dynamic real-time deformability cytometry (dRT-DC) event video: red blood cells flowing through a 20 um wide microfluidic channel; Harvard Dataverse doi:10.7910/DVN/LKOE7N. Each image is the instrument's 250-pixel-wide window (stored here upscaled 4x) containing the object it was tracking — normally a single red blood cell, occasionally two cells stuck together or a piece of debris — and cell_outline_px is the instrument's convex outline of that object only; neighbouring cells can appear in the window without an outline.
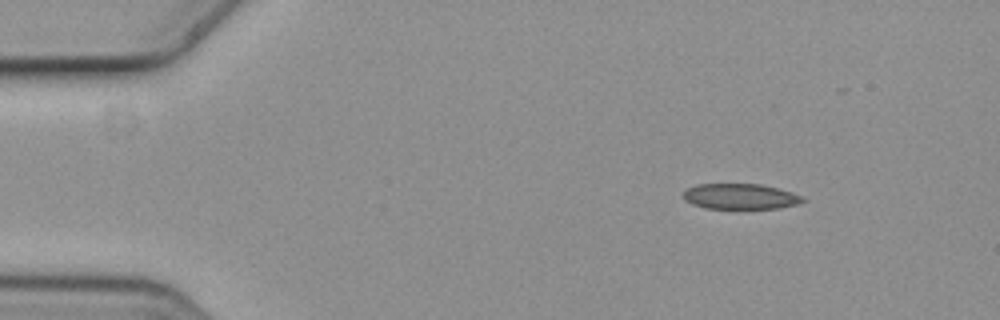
{"species": "common noctule bat (a hibernating species)", "species_latin": "Nyctalus noctula", "temperature_condition": "cold", "stored_images_in_passage": 8, "camera_frame_rate_fps": 3000, "um_per_image_px": 0.085, "animal": {"sex": "female", "body_mass_g": 19.3, "forearm_length_mm": 54.1}, "frame": {"image": 1, "passage_image": 2, "time_ms": 0.333, "image_size_px": [1000, 320], "cell_outline_px": [[804, 200], [796, 204], [780, 208], [704, 208], [692, 204], [684, 200], [684, 192], [688, 188], [696, 184], [760, 184], [776, 188], [800, 196]], "centroid_in_image_um": [62.85, 16.7], "position_along_channel_um": 22.1, "area_um2": 17.4}}
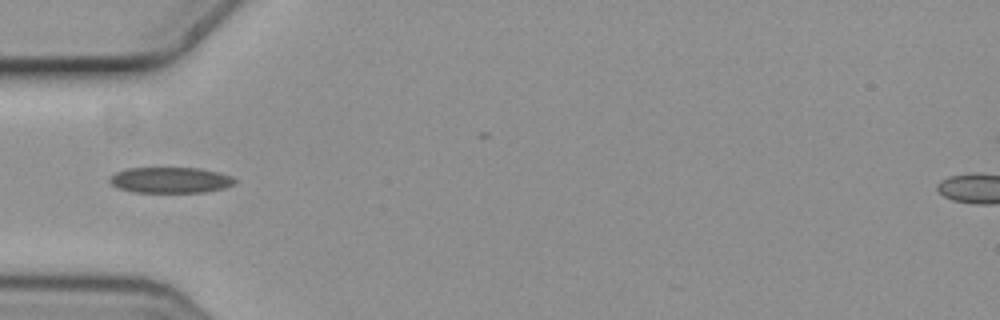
{"frame": {"image": 2, "passage_image": 5, "time_ms": 1.333, "image_size_px": [1000, 320], "cell_outline_px": [[236, 184], [224, 188], [204, 192], [132, 192], [116, 188], [108, 180], [116, 172], [128, 168], [200, 168], [232, 176], [236, 180]], "centroid_in_image_um": [14.48, 15.31], "position_along_channel_um": 70.5, "area_um2": 18.84}}
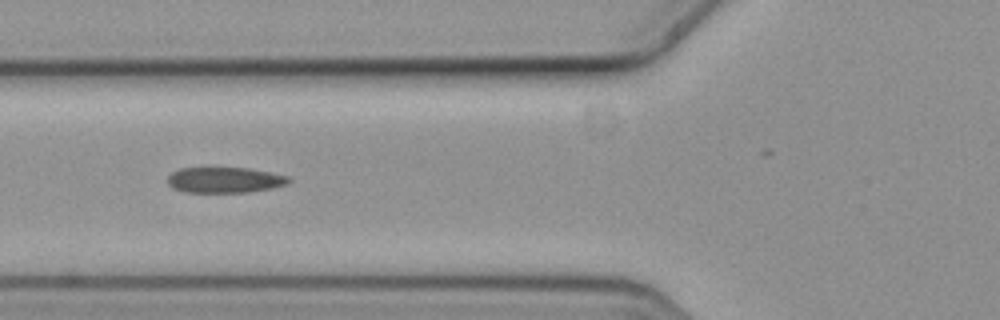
{"frame": {"image": 3, "passage_image": 6, "time_ms": 1.667, "image_size_px": [1000, 320], "cell_outline_px": [[292, 180], [288, 184], [272, 188], [248, 192], [184, 192], [172, 188], [168, 184], [168, 176], [172, 172], [180, 168], [204, 164], [212, 164], [248, 168], [288, 176]], "centroid_in_image_um": [19.03, 15.24], "position_along_channel_um": 106.8, "area_um2": 19.19}}